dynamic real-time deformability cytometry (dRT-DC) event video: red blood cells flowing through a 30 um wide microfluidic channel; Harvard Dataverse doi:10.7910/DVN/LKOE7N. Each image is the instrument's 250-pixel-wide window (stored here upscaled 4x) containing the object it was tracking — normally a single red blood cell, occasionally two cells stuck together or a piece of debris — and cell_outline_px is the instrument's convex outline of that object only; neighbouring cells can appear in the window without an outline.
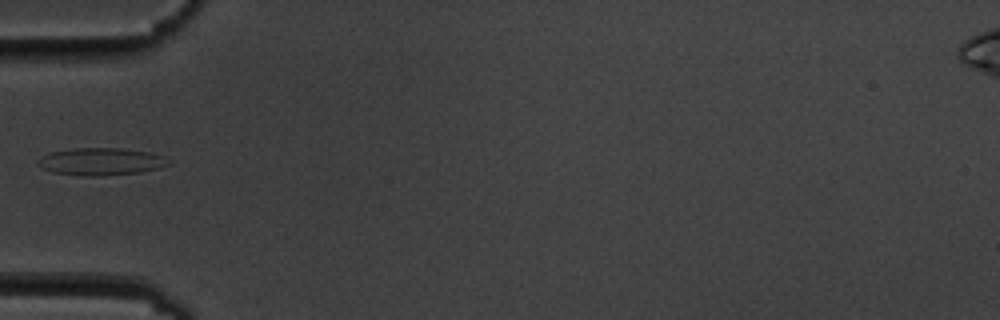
{"species": "common noctule bat (a hibernating species)", "species_latin": "Nyctalus noctula", "temperature_condition": "cold", "stored_images_in_passage": 7, "camera_frame_rate_fps": 3000, "um_per_image_px": 0.085, "animal": {"sex": "male", "body_mass_g": 19.5, "forearm_length_mm": 54.6}, "frame": {"image": 1, "passage_image": 1, "time_ms": 0.0, "image_size_px": [1000, 320], "cell_outline_px": [[172, 164], [160, 168], [140, 172], [100, 176], [88, 176], [52, 172], [40, 168], [36, 164], [36, 160], [40, 156], [52, 152], [76, 148], [120, 148], [148, 152], [164, 156], [172, 160]], "centroid_in_image_um": [8.6, 13.73], "position_along_channel_um": 76.4, "area_um2": 21.04}}
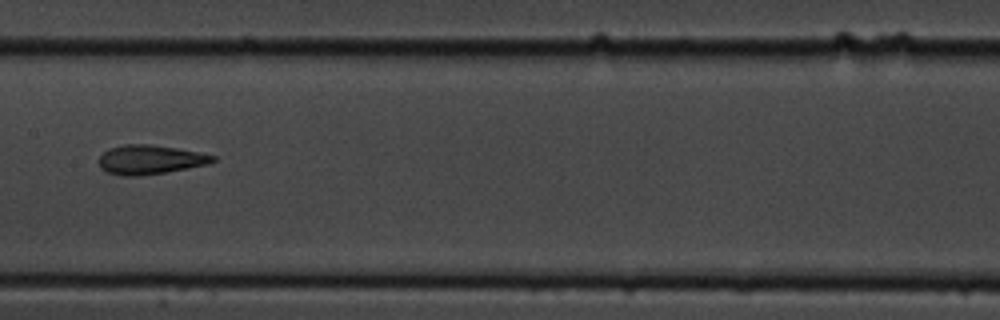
{"frame": {"image": 2, "passage_image": 4, "time_ms": 3.333, "image_size_px": [1000, 320], "cell_outline_px": [[216, 160], [208, 164], [188, 168], [164, 172], [136, 176], [120, 176], [108, 172], [100, 168], [100, 156], [108, 148], [124, 144], [148, 144], [176, 148], [200, 152], [216, 156]], "centroid_in_image_um": [12.75, 13.56], "position_along_channel_um": 194.6, "area_um2": 19.31}}
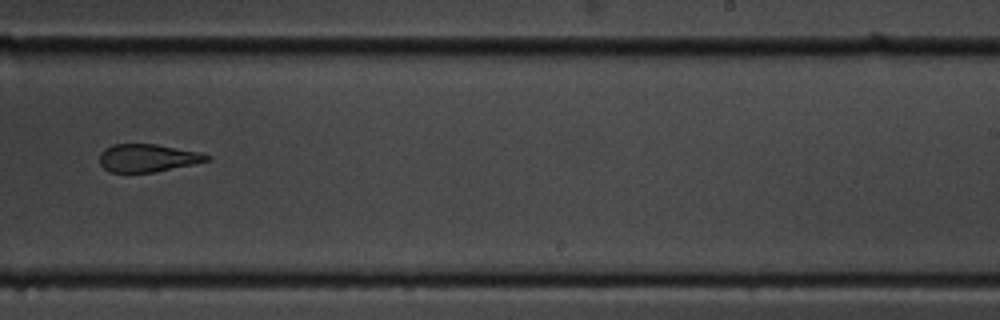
{"frame": {"image": 3, "passage_image": 6, "time_ms": 5.667, "image_size_px": [1000, 320], "cell_outline_px": [[212, 160], [156, 172], [112, 172], [104, 168], [100, 164], [100, 152], [104, 148], [112, 144], [156, 144], [200, 152], [212, 156]], "centroid_in_image_um": [12.57, 13.42], "position_along_channel_um": 276.4, "area_um2": 17.51}}